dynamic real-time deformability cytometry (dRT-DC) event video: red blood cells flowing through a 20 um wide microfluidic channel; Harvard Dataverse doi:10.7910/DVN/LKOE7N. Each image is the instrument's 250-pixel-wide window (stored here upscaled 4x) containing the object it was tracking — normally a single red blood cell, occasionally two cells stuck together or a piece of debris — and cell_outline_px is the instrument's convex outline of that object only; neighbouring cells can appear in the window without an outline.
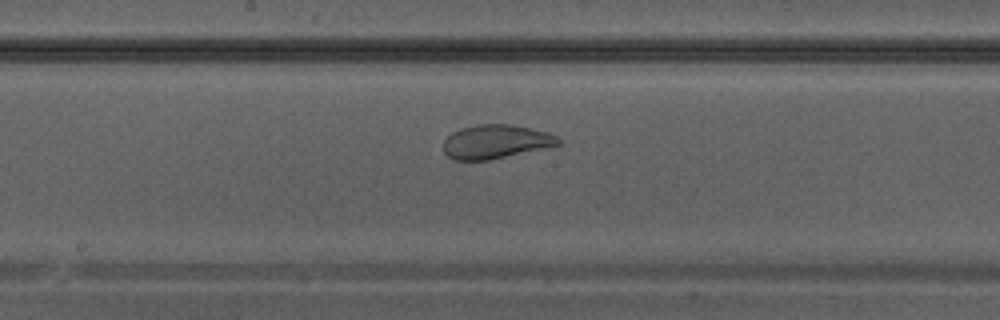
{"species": "Egyptian fruit bat (a non-hibernating species)", "species_latin": "Rousettus aegyptiacus", "temperature_condition": "warm", "stored_images_in_passage": 28, "camera_frame_rate_fps": 3000, "um_per_image_px": 0.085, "animal": {"sex": "male"}, "frame": {"image": 1, "passage_image": 13, "time_ms": 4.0, "image_size_px": [1000, 320], "cell_outline_px": [[560, 144], [488, 160], [452, 160], [444, 152], [444, 140], [452, 132], [460, 128], [476, 124], [512, 124], [548, 132], [556, 136], [560, 140]], "centroid_in_image_um": [42.09, 12.03], "position_along_channel_um": 206.1, "area_um2": 22.48}}
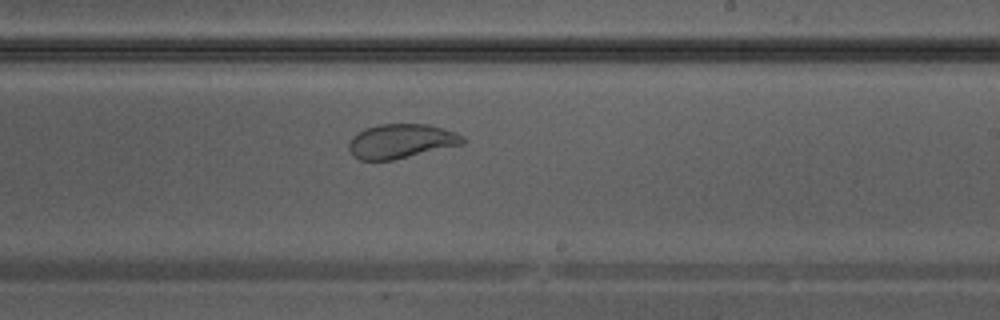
{"frame": {"image": 2, "passage_image": 16, "time_ms": 5.0, "image_size_px": [1000, 320], "cell_outline_px": [[464, 144], [392, 160], [360, 160], [348, 148], [348, 144], [352, 136], [356, 132], [364, 128], [376, 124], [428, 124], [456, 132], [464, 136]], "centroid_in_image_um": [34.09, 11.98], "position_along_channel_um": 254.9, "area_um2": 22.83}}